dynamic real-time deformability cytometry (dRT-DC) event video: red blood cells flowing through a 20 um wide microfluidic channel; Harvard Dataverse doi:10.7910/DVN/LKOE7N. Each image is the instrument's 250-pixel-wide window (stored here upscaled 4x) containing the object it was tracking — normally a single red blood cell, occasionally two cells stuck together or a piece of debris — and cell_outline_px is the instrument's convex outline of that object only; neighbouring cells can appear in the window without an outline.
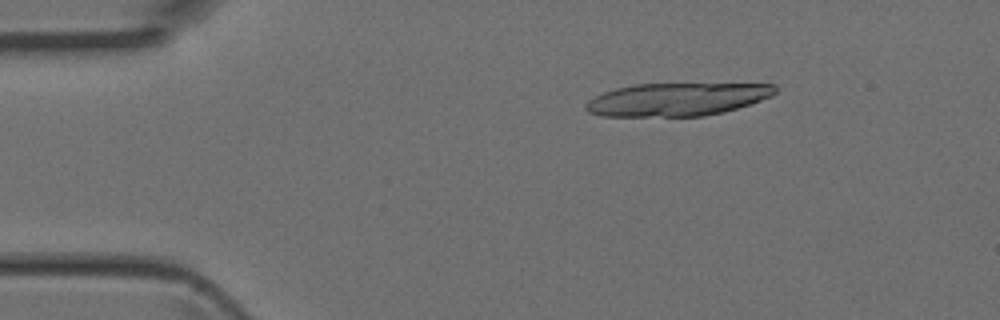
{"species": "Egyptian fruit bat (a non-hibernating species)", "species_latin": "Rousettus aegyptiacus", "temperature_condition": "room temperature", "stored_images_in_passage": 5, "camera_frame_rate_fps": 3000, "um_per_image_px": 0.085, "animal": {"sex": "female"}, "frame": {"image": 1, "passage_image": 3, "time_ms": 0.667, "image_size_px": [1000, 320], "cell_outline_px": [[776, 92], [772, 96], [736, 108], [704, 116], [600, 116], [588, 112], [584, 108], [584, 104], [588, 100], [604, 92], [616, 88], [636, 84], [776, 84]], "centroid_in_image_um": [57.5, 8.45], "position_along_channel_um": 27.5, "area_um2": 36.13}}